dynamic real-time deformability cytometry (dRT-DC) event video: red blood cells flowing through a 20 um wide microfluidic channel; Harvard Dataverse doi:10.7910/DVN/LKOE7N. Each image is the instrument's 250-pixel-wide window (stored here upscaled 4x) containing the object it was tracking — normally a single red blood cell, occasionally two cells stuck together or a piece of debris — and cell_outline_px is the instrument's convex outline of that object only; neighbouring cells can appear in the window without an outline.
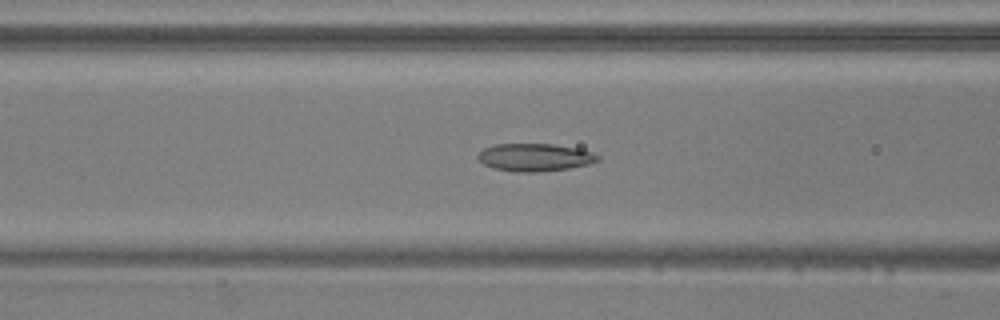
{"species": "common noctule bat (a hibernating species)", "species_latin": "Nyctalus noctula", "temperature_condition": "warm", "stored_images_in_passage": 48, "camera_frame_rate_fps": 3000, "um_per_image_px": 0.085, "animal": {"sex": "male", "body_mass_g": 20.5, "forearm_length_mm": 52.5}, "frame": {"image": 1, "passage_image": 18, "time_ms": 5.667, "image_size_px": [1000, 320], "cell_outline_px": [[600, 160], [588, 164], [568, 168], [540, 172], [516, 172], [492, 168], [484, 164], [476, 156], [484, 148], [496, 144], [552, 144], [580, 148], [592, 152], [600, 156]], "centroid_in_image_um": [45.48, 13.37], "position_along_channel_um": 121.1, "area_um2": 19.42}}
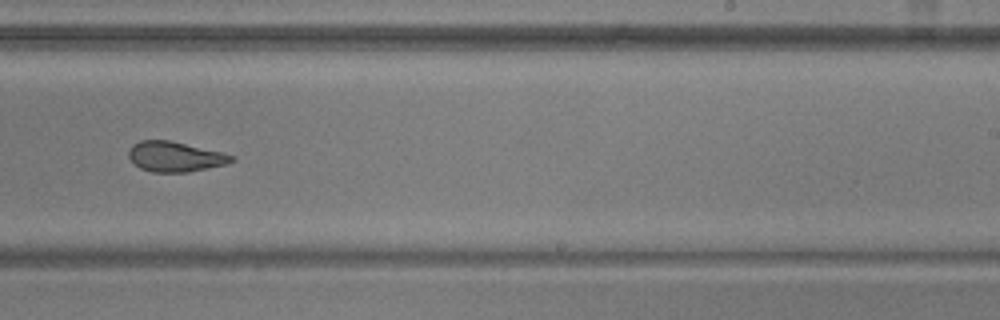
{"frame": {"image": 2, "passage_image": 30, "time_ms": 9.667, "image_size_px": [1000, 320], "cell_outline_px": [[236, 160], [228, 164], [188, 172], [152, 172], [140, 168], [128, 156], [128, 152], [132, 144], [140, 140], [172, 140], [224, 152], [236, 156]], "centroid_in_image_um": [14.94, 13.3], "position_along_channel_um": 274.1, "area_um2": 18.38}}
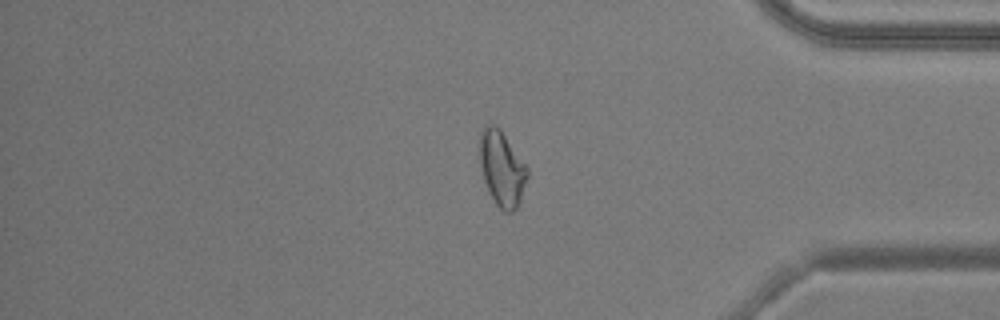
{"frame": {"image": 3, "passage_image": 41, "time_ms": 13.333, "image_size_px": [1000, 320], "cell_outline_px": [[528, 176], [520, 200], [516, 208], [512, 212], [504, 212], [496, 204], [488, 192], [484, 180], [480, 164], [480, 132], [484, 124], [496, 124], [500, 128], [528, 168]], "centroid_in_image_um": [42.65, 14.3], "position_along_channel_um": 392.5, "area_um2": 20.87}}